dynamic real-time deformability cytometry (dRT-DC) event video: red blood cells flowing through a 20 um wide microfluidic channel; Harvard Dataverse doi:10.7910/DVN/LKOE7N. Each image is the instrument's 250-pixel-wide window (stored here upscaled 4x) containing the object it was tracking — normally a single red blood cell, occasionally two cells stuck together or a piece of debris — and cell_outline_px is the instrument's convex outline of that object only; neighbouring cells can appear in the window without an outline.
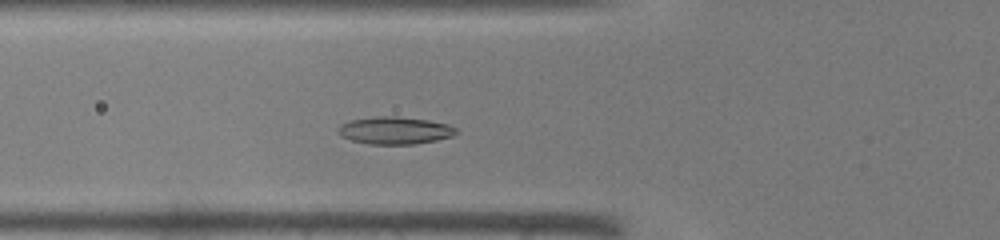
{"species": "common noctule bat (a hibernating species)", "species_latin": "Nyctalus noctula", "temperature_condition": "warm", "stored_images_in_passage": 37, "camera_frame_rate_fps": 3000, "um_per_image_px": 0.085, "animal": {"sex": "male", "body_mass_g": 19.0, "forearm_length_mm": 50.8}, "frame": {"image": 1, "passage_image": 9, "time_ms": 2.667, "image_size_px": [1000, 240], "cell_outline_px": [[460, 132], [452, 136], [436, 140], [416, 144], [368, 144], [352, 140], [340, 136], [336, 132], [340, 124], [352, 120], [380, 116], [396, 116], [428, 120], [448, 124], [456, 128]], "centroid_in_image_um": [33.57, 11.09], "position_along_channel_um": 92.2, "area_um2": 18.9}}
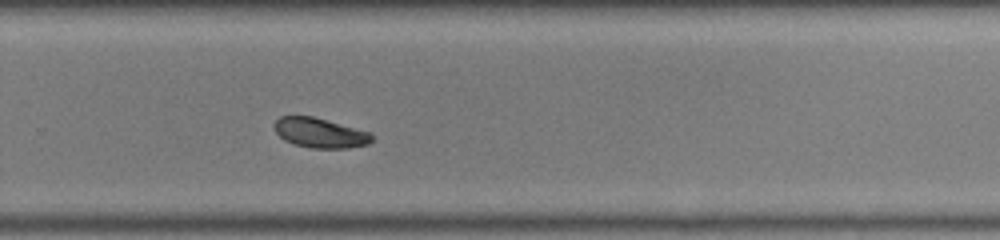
{"frame": {"image": 2, "passage_image": 23, "time_ms": 7.333, "image_size_px": [1000, 240], "cell_outline_px": [[372, 140], [368, 144], [348, 148], [312, 148], [292, 144], [284, 140], [276, 132], [276, 120], [280, 116], [312, 116], [372, 132]], "centroid_in_image_um": [27.23, 11.3], "position_along_channel_um": 302.6, "area_um2": 16.88}}
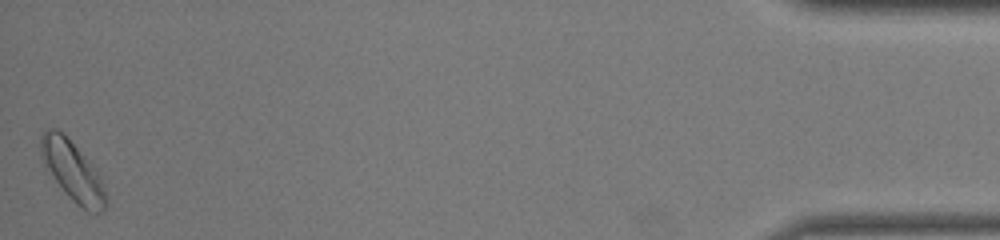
{"frame": {"image": 3, "passage_image": 37, "time_ms": 12.0, "image_size_px": [1000, 240], "cell_outline_px": [[108, 204], [96, 216], [88, 212], [76, 204], [72, 200], [56, 180], [40, 156], [40, 136], [48, 128], [56, 128], [64, 132], [100, 176], [104, 184]], "centroid_in_image_um": [6.2, 14.56], "position_along_channel_um": 429.0, "area_um2": 22.43}}